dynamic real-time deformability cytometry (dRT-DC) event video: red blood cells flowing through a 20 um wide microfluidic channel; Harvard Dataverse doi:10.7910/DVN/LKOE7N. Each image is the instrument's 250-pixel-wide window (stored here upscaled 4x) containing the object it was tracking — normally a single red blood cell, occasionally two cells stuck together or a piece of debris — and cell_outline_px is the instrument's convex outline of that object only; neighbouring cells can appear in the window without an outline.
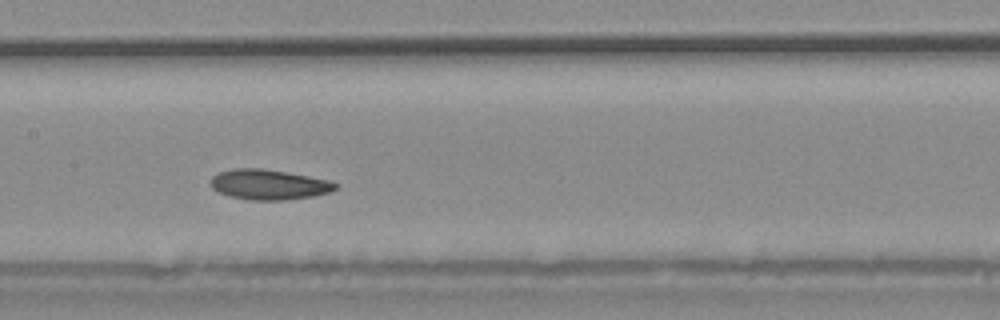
{"species": "common noctule bat (a hibernating species)", "species_latin": "Nyctalus noctula", "temperature_condition": "warm", "stored_images_in_passage": 36, "camera_frame_rate_fps": 3000, "um_per_image_px": 0.085, "animal": {"sex": "male", "body_mass_g": 20.4}, "frame": {"image": 1, "passage_image": 16, "time_ms": 5.0, "image_size_px": [1000, 320], "cell_outline_px": [[340, 184], [336, 188], [328, 192], [312, 196], [284, 200], [248, 200], [232, 196], [220, 192], [212, 188], [212, 176], [220, 172], [232, 168], [264, 168], [288, 172], [332, 180]], "centroid_in_image_um": [22.9, 15.67], "position_along_channel_um": 184.5, "area_um2": 21.96}}